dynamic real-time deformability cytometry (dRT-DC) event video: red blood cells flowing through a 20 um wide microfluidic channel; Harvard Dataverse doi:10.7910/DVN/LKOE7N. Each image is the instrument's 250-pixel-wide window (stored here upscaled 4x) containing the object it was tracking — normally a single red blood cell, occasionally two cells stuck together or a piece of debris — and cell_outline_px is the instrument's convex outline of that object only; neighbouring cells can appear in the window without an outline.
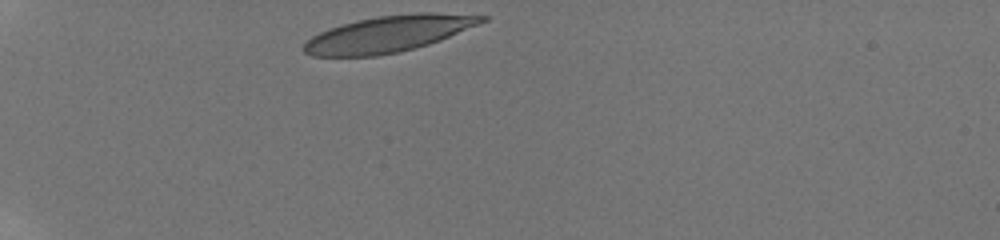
{"species": "human", "species_latin": "Homo sapiens", "temperature_condition": "room temperature", "stored_images_in_passage": 7, "camera_frame_rate_fps": 3000, "um_per_image_px": 0.085, "donor": {"sex": "male"}, "frame": {"image": 1, "passage_image": 1, "time_ms": 0.0, "image_size_px": [1000, 240], "cell_outline_px": [[488, 20], [480, 24], [440, 40], [428, 44], [400, 52], [376, 56], [312, 56], [304, 52], [300, 48], [312, 36], [328, 28], [356, 20], [376, 16], [416, 12], [432, 12], [488, 16]], "centroid_in_image_um": [33.02, 2.87], "position_along_channel_um": 52.0, "area_um2": 37.8}}
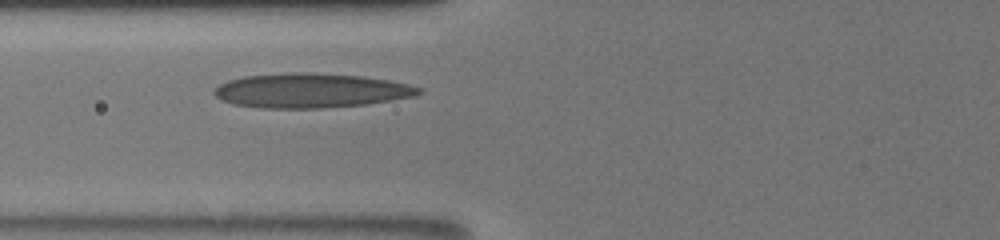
{"frame": {"image": 2, "passage_image": 5, "time_ms": 2.333, "image_size_px": [1000, 240], "cell_outline_px": [[424, 92], [412, 96], [392, 100], [368, 104], [324, 108], [260, 108], [232, 104], [220, 100], [212, 92], [220, 84], [228, 80], [244, 76], [292, 72], [296, 72], [360, 76], [388, 80], [408, 84], [424, 88]], "centroid_in_image_um": [26.41, 7.71], "position_along_channel_um": 99.4, "area_um2": 41.1}}
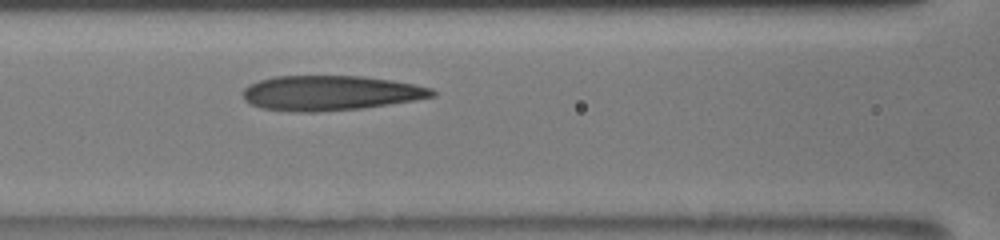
{"frame": {"image": 3, "passage_image": 7, "time_ms": 3.333, "image_size_px": [1000, 240], "cell_outline_px": [[436, 96], [364, 108], [316, 112], [296, 112], [260, 108], [244, 100], [244, 88], [248, 84], [260, 80], [276, 76], [364, 76], [392, 80], [416, 84], [432, 88], [436, 92]], "centroid_in_image_um": [28.09, 7.9], "position_along_channel_um": 138.5, "area_um2": 38.55}}